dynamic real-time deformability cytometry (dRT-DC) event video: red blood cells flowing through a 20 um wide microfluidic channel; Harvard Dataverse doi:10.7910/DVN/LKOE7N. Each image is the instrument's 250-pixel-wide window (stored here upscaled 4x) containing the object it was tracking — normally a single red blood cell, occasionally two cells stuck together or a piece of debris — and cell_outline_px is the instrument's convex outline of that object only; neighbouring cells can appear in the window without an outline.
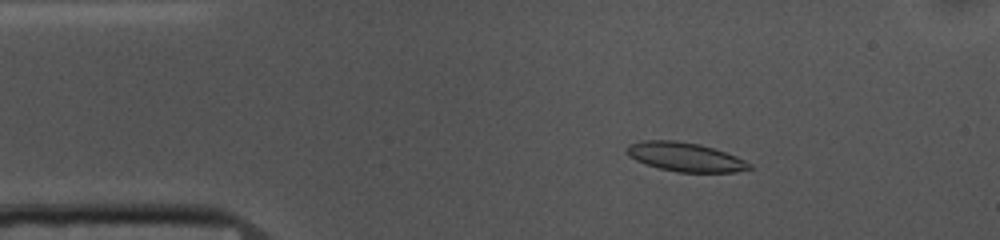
{"species": "common noctule bat (a hibernating species)", "species_latin": "Nyctalus noctula", "temperature_condition": "cold", "stored_images_in_passage": 52, "camera_frame_rate_fps": 3000, "um_per_image_px": 0.085, "animal": {"sex": "female", "body_mass_g": 10.0, "forearm_length_mm": 53.1}, "frame": {"image": 1, "passage_image": 7, "time_ms": 2.0, "image_size_px": [1000, 240], "cell_outline_px": [[752, 168], [736, 172], [676, 172], [660, 168], [636, 160], [628, 156], [624, 148], [628, 144], [644, 140], [676, 140], [700, 144], [736, 156], [752, 164]], "centroid_in_image_um": [58.21, 13.33], "position_along_channel_um": 26.8, "area_um2": 20.69}}
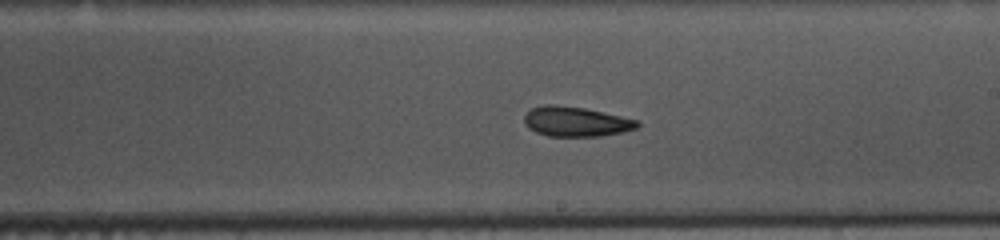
{"frame": {"image": 2, "passage_image": 28, "time_ms": 9.0, "image_size_px": [1000, 240], "cell_outline_px": [[640, 124], [636, 128], [624, 132], [600, 136], [548, 136], [536, 132], [528, 128], [524, 124], [524, 116], [532, 108], [544, 104], [556, 104], [584, 108], [640, 120]], "centroid_in_image_um": [48.95, 10.33], "position_along_channel_um": 240.0, "area_um2": 19.77}}
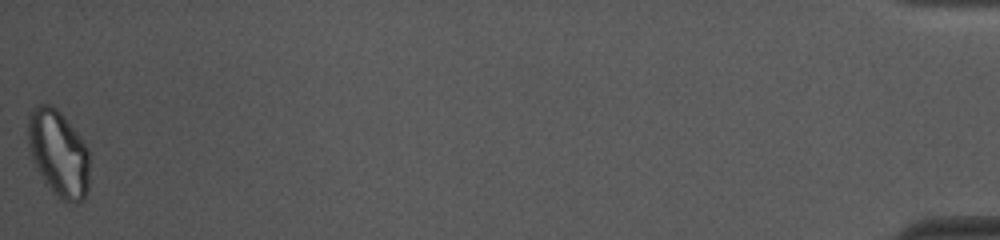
{"frame": {"image": 3, "passage_image": 52, "time_ms": 17.0, "image_size_px": [1000, 240], "cell_outline_px": [[88, 188], [84, 200], [80, 204], [76, 204], [64, 200], [44, 180], [32, 160], [28, 144], [28, 116], [40, 104], [52, 104], [60, 112], [80, 136], [88, 148]], "centroid_in_image_um": [4.99, 13.02], "position_along_channel_um": 430.2, "area_um2": 30.52}, "authors_computed_cell_mechanics": {"area_um2": 20.3167, "velocity_mm_per_s": 3.6751, "shape_relaxation_time_tau1_ms": 2.7339, "shape_relaxation_time_tau2_ms": 2.8598, "deformation_change_tau1": 0.1049, "deformation_change_tau2": 0.1015}}